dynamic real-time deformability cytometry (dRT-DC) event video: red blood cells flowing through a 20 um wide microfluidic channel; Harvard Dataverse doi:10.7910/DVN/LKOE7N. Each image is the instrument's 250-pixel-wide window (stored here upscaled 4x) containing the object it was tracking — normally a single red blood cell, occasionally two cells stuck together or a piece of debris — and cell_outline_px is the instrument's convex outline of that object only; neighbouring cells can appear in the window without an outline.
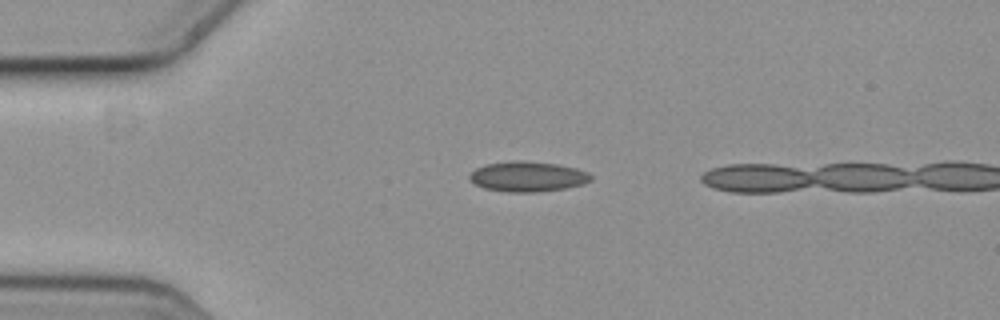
{"species": "common noctule bat (a hibernating species)", "species_latin": "Nyctalus noctula", "temperature_condition": "cold", "stored_images_in_passage": 2, "camera_frame_rate_fps": 3000, "um_per_image_px": 0.085, "animal": {"sex": "female", "body_mass_g": 19.3, "forearm_length_mm": 54.1}, "frame": {"image": 1, "passage_image": 1, "time_ms": 0.0, "image_size_px": [1000, 320], "cell_outline_px": [[592, 180], [584, 184], [564, 188], [536, 192], [508, 192], [484, 188], [476, 184], [468, 176], [476, 168], [484, 164], [516, 160], [524, 160], [556, 164], [576, 168], [588, 172], [592, 176]], "centroid_in_image_um": [44.87, 15.0], "position_along_channel_um": 40.1, "area_um2": 21.33}}